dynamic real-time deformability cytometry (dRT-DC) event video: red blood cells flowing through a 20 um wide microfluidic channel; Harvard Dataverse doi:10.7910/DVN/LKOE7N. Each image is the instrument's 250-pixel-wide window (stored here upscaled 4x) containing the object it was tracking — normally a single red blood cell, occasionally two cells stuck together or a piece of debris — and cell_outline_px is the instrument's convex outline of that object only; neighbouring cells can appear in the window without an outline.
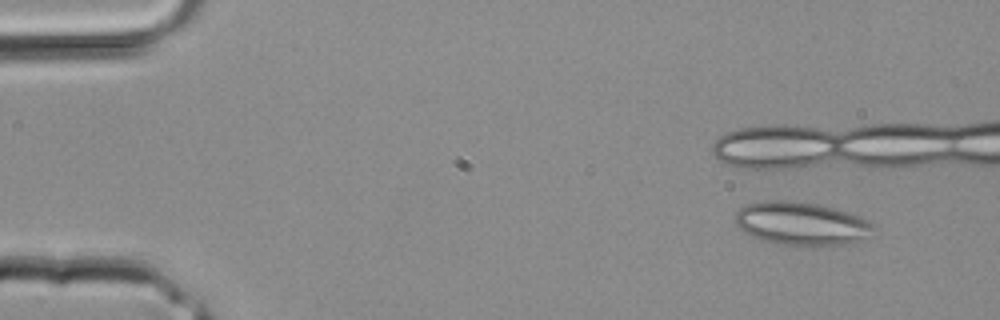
{"species": "common noctule bat (a hibernating species)", "species_latin": "Nyctalus noctula", "temperature_condition": "room temperature", "stored_images_in_passage": 6, "segment_of_instrument_passage": [1, 2], "camera_frame_rate_fps": 3000, "um_per_image_px": 0.085, "animal": {"sex": "male", "body_mass_g": 20.4}, "frame": {"image": 1, "passage_image": 1, "time_ms": 0.0, "image_size_px": [1000, 320], "cell_outline_px": [[876, 236], [852, 244], [816, 248], [776, 244], [756, 240], [744, 232], [736, 224], [736, 212], [740, 208], [748, 204], [764, 200], [792, 200], [816, 204], [836, 208], [860, 216], [876, 224]], "centroid_in_image_um": [68.23, 19.06], "position_along_channel_um": 16.8, "area_um2": 36.53}}